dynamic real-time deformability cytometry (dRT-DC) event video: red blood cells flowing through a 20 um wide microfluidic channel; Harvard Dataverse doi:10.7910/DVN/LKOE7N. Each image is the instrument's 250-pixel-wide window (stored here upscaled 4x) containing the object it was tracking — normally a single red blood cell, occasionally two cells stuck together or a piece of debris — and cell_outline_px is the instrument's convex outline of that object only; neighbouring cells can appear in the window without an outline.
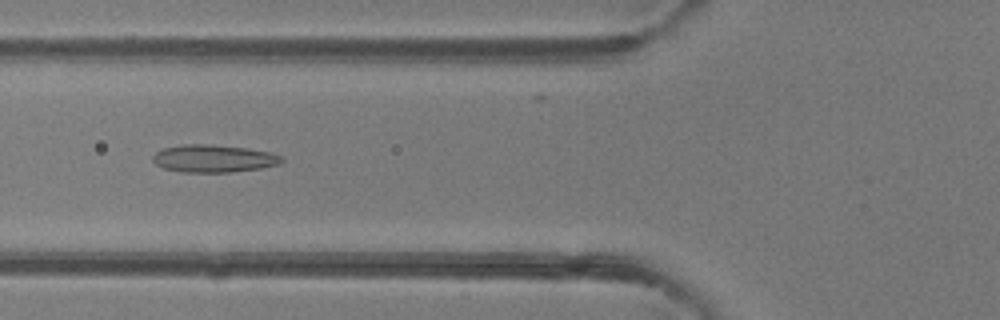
{"species": "common noctule bat (a hibernating species)", "species_latin": "Nyctalus noctula", "temperature_condition": "room temperature", "stored_images_in_passage": 49, "camera_frame_rate_fps": 3000, "um_per_image_px": 0.085, "animal": {"sex": "female"}, "frame": {"image": 1, "passage_image": 19, "time_ms": 6.0, "image_size_px": [1000, 320], "cell_outline_px": [[284, 160], [280, 164], [260, 168], [232, 172], [180, 172], [164, 168], [156, 164], [152, 160], [152, 156], [156, 152], [164, 148], [184, 144], [208, 144], [248, 148], [268, 152], [280, 156]], "centroid_in_image_um": [18.14, 13.47], "position_along_channel_um": 107.7, "area_um2": 20.63}}
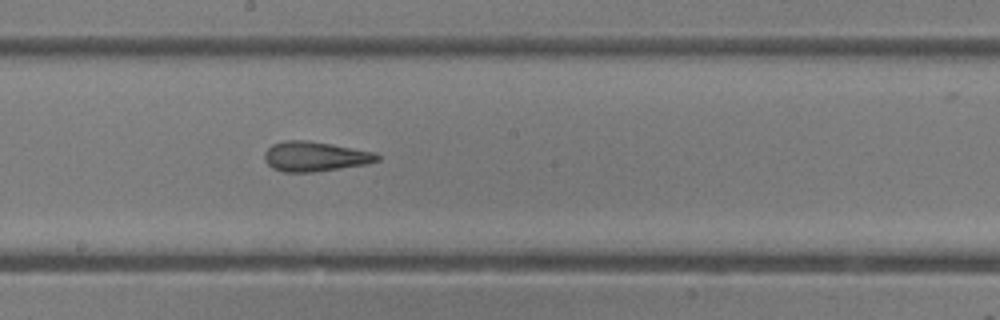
{"frame": {"image": 2, "passage_image": 27, "time_ms": 8.667, "image_size_px": [1000, 320], "cell_outline_px": [[380, 160], [368, 164], [312, 172], [284, 172], [272, 168], [264, 160], [264, 152], [272, 144], [284, 140], [308, 140], [332, 144], [376, 152], [380, 156]], "centroid_in_image_um": [26.78, 13.29], "position_along_channel_um": 221.4, "area_um2": 19.77}}
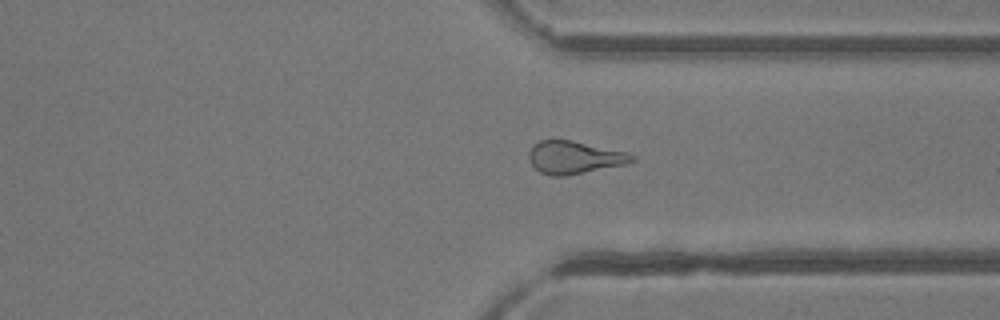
{"frame": {"image": 3, "passage_image": 37, "time_ms": 12.0, "image_size_px": [1000, 320], "cell_outline_px": [[636, 160], [624, 164], [564, 176], [548, 176], [540, 172], [532, 164], [528, 156], [528, 152], [532, 144], [540, 140], [572, 140], [628, 152], [636, 156]], "centroid_in_image_um": [48.8, 13.37], "position_along_channel_um": 362.6, "area_um2": 19.65}, "authors_computed_cell_mechanics": {"area_um2": 20.8658, "velocity_mm_per_s": 4.2567, "shape_relaxation_time_tau1_ms": null, "shape_relaxation_time_tau2_ms": 2.4339, "deformation_change_tau1": null, "deformation_change_tau2": 0.1323}}